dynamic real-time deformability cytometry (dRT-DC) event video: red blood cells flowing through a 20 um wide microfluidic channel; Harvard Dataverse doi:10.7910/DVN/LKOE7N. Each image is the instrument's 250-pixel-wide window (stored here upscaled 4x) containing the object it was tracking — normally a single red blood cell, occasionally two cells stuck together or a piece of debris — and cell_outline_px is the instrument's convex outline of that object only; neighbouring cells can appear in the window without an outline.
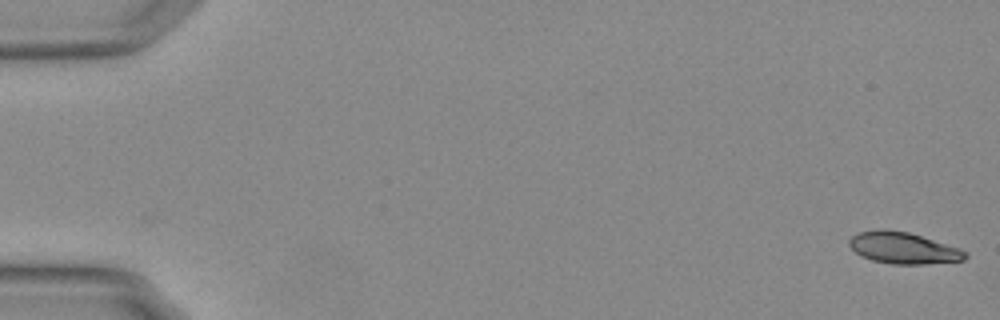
{"species": "Egyptian fruit bat (a non-hibernating species)", "species_latin": "Rousettus aegyptiacus", "temperature_condition": "warm", "stored_images_in_passage": 21, "camera_frame_rate_fps": 3000, "um_per_image_px": 0.085, "animal": {"sex": "female"}, "frame": {"image": 1, "passage_image": 1, "time_ms": 0.0, "image_size_px": [1000, 320], "cell_outline_px": [[968, 256], [964, 260], [920, 264], [892, 264], [872, 260], [860, 256], [848, 244], [848, 240], [852, 236], [860, 232], [880, 228], [884, 228], [908, 232], [960, 248], [968, 252]], "centroid_in_image_um": [76.77, 21.07], "position_along_channel_um": 8.2, "area_um2": 21.33}}
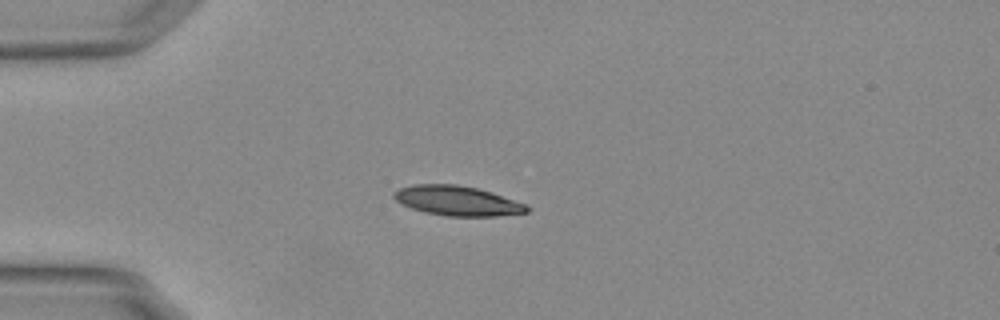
{"frame": {"image": 2, "passage_image": 15, "time_ms": 4.667, "image_size_px": [1000, 320], "cell_outline_px": [[532, 208], [528, 212], [496, 216], [448, 216], [428, 212], [412, 208], [396, 200], [392, 196], [392, 192], [400, 188], [412, 184], [456, 184], [476, 188], [492, 192], [528, 204]], "centroid_in_image_um": [38.92, 17.06], "position_along_channel_um": 46.1, "area_um2": 23.06}}
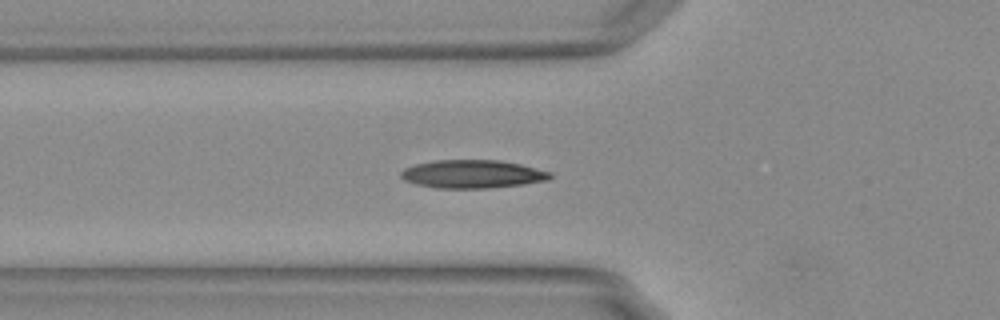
{"frame": {"image": 3, "passage_image": 20, "time_ms": 6.333, "image_size_px": [1000, 320], "cell_outline_px": [[552, 176], [548, 180], [524, 184], [488, 188], [436, 188], [416, 184], [404, 180], [400, 176], [400, 172], [404, 168], [416, 164], [436, 160], [500, 160], [520, 164], [552, 172]], "centroid_in_image_um": [40.16, 14.79], "position_along_channel_um": 85.6, "area_um2": 24.57}}